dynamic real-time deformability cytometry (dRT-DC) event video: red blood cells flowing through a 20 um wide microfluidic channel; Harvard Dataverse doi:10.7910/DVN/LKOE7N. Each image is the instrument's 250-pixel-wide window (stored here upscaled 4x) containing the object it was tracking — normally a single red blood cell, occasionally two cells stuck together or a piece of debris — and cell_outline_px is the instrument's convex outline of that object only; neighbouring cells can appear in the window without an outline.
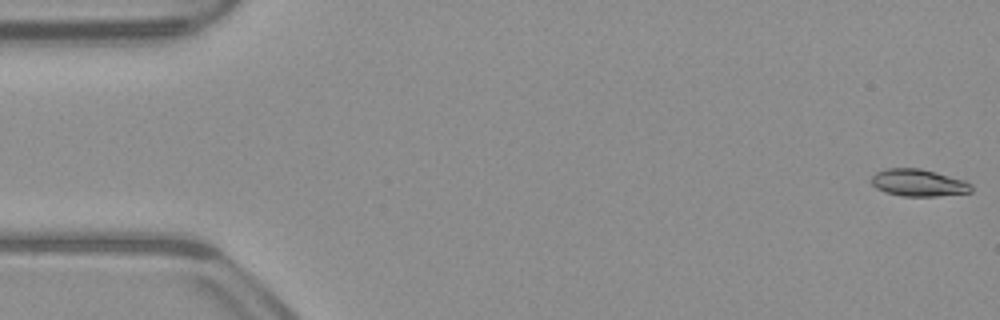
{"species": "common noctule bat (a hibernating species)", "species_latin": "Nyctalus noctula", "temperature_condition": "warm", "stored_images_in_passage": 52, "camera_frame_rate_fps": 3000, "um_per_image_px": 0.085, "animal": {"sex": "male", "body_mass_g": 23.1, "forearm_length_mm": 52.7}, "frame": {"image": 1, "passage_image": 1, "time_ms": 0.0, "image_size_px": [1000, 320], "cell_outline_px": [[972, 192], [936, 196], [904, 196], [884, 192], [876, 188], [872, 184], [872, 176], [876, 172], [884, 168], [920, 168], [936, 172], [964, 180], [972, 184]], "centroid_in_image_um": [78.06, 15.53], "position_along_channel_um": 6.9, "area_um2": 15.84}}
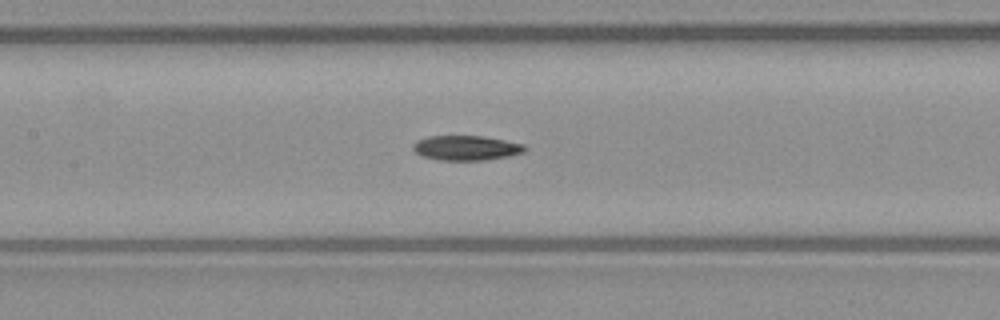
{"frame": {"image": 2, "passage_image": 24, "time_ms": 7.667, "image_size_px": [1000, 320], "cell_outline_px": [[528, 148], [524, 152], [508, 156], [484, 160], [440, 160], [420, 156], [412, 148], [412, 144], [416, 140], [428, 136], [484, 136], [524, 144]], "centroid_in_image_um": [39.6, 12.57], "position_along_channel_um": 167.8, "area_um2": 16.24}}
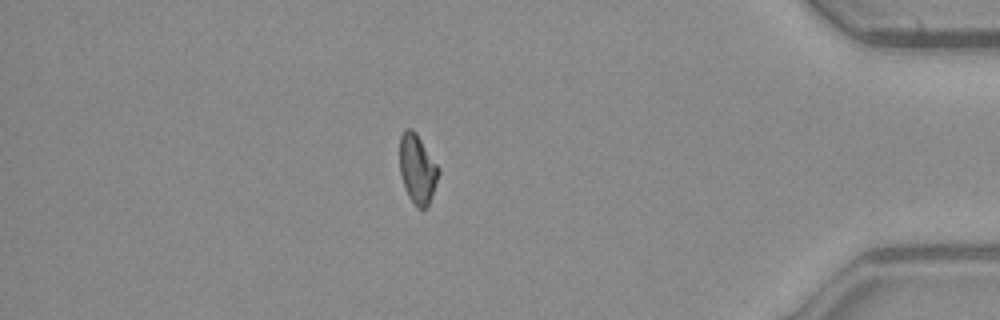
{"frame": {"image": 3, "passage_image": 45, "time_ms": 14.667, "image_size_px": [1000, 320], "cell_outline_px": [[440, 172], [428, 208], [416, 208], [408, 196], [400, 176], [400, 136], [404, 128], [412, 128], [416, 132], [440, 168]], "centroid_in_image_um": [35.48, 14.36], "position_along_channel_um": 399.7, "area_um2": 15.95}}